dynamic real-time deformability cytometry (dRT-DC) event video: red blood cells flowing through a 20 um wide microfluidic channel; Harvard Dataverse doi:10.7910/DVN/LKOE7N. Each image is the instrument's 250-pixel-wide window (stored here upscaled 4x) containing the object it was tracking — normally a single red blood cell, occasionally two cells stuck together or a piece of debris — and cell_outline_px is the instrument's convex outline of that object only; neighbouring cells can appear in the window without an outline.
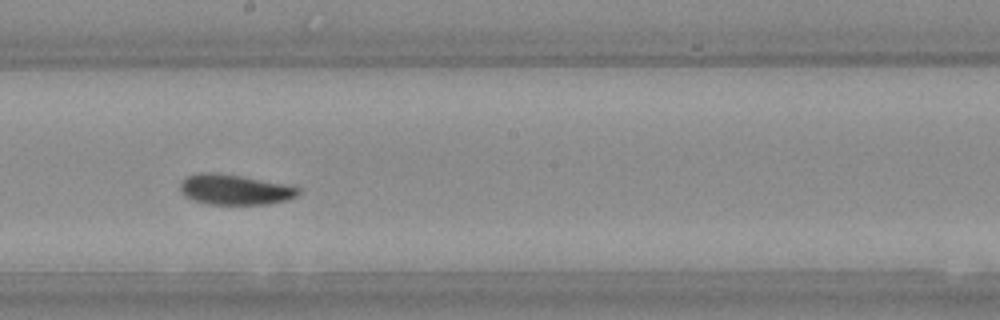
{"species": "Egyptian fruit bat (a non-hibernating species)", "species_latin": "Rousettus aegyptiacus", "temperature_condition": "warm", "stored_images_in_passage": 46, "camera_frame_rate_fps": 3000, "um_per_image_px": 0.085, "animal": {"sex": "female"}, "frame": {"image": 1, "passage_image": 21, "time_ms": 6.667, "image_size_px": [1000, 320], "cell_outline_px": [[300, 192], [296, 196], [288, 200], [268, 204], [208, 204], [192, 200], [184, 196], [180, 192], [180, 184], [188, 176], [196, 172], [212, 172], [240, 176], [288, 184], [300, 188]], "centroid_in_image_um": [19.95, 16.12], "position_along_channel_um": 228.2, "area_um2": 20.98}}
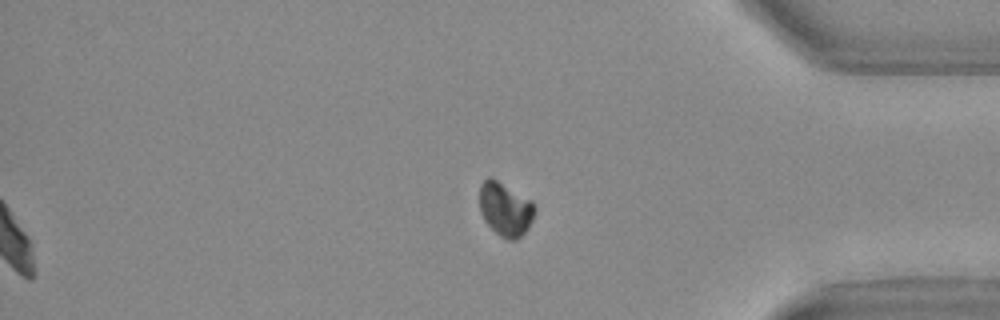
{"frame": {"image": 2, "passage_image": 46, "time_ms": 15.0, "image_size_px": [1000, 320], "cell_outline_px": [[536, 212], [528, 228], [516, 240], [508, 240], [500, 236], [484, 220], [480, 212], [480, 184], [488, 176], [496, 180], [532, 200], [536, 208]], "centroid_in_image_um": [42.96, 17.78], "position_along_channel_um": 392.2, "area_um2": 17.22}, "authors_computed_cell_mechanics": {"area_um2": 20.0855, "velocity_mm_per_s": 3.6934, "shape_relaxation_time_tau1_ms": 3.3427, "shape_relaxation_time_tau2_ms": 3.9653, "deformation_change_tau1": 0.095, "deformation_change_tau2": 0.078}}